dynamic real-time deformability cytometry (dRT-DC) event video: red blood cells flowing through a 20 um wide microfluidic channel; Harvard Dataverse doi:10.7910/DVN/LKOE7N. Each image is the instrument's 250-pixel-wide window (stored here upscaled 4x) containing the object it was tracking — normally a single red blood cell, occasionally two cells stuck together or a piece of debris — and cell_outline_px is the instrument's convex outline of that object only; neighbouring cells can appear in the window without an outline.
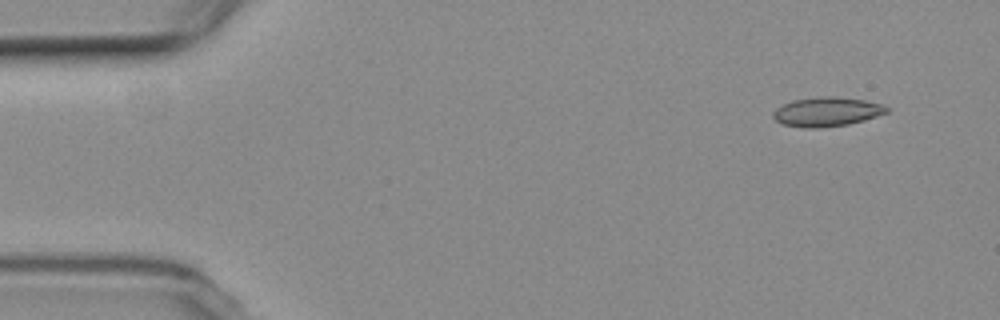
{"species": "common noctule bat (a hibernating species)", "species_latin": "Nyctalus noctula", "temperature_condition": "room temperature", "stored_images_in_passage": 8, "camera_frame_rate_fps": 3000, "um_per_image_px": 0.085, "animal": {"sex": "female", "body_mass_g": 19.3, "forearm_length_mm": 54.1}, "frame": {"image": 1, "passage_image": 2, "time_ms": 1.0, "image_size_px": [1000, 320], "cell_outline_px": [[888, 112], [864, 120], [848, 124], [820, 128], [804, 128], [780, 124], [772, 116], [772, 112], [776, 108], [792, 100], [824, 96], [832, 96], [864, 100], [880, 104], [888, 108]], "centroid_in_image_um": [70.23, 9.51], "position_along_channel_um": 14.8, "area_um2": 19.31}}
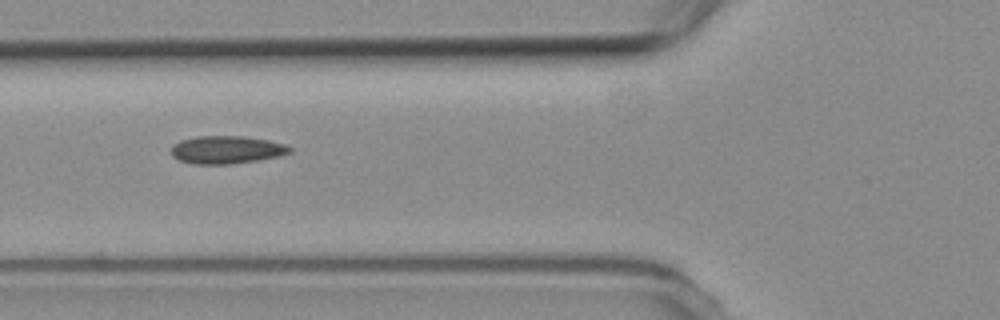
{"frame": {"image": 2, "passage_image": 6, "time_ms": 6.667, "image_size_px": [1000, 320], "cell_outline_px": [[292, 152], [280, 156], [232, 164], [192, 164], [180, 160], [172, 156], [172, 144], [180, 140], [196, 136], [244, 136], [268, 140], [284, 144], [292, 148]], "centroid_in_image_um": [19.25, 12.73], "position_along_channel_um": 106.5, "area_um2": 19.31}}
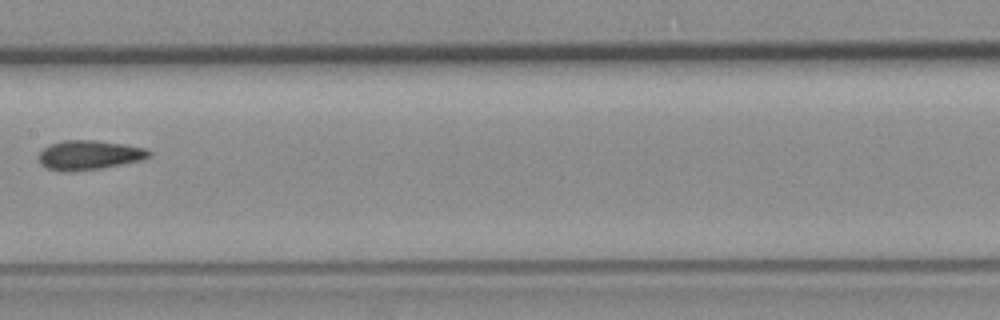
{"frame": {"image": 3, "passage_image": 8, "time_ms": 9.333, "image_size_px": [1000, 320], "cell_outline_px": [[152, 156], [144, 160], [100, 168], [72, 172], [60, 172], [48, 168], [40, 164], [36, 156], [48, 144], [64, 140], [96, 140], [124, 144], [144, 148], [152, 152]], "centroid_in_image_um": [7.55, 13.18], "position_along_channel_um": 199.8, "area_um2": 19.25}}